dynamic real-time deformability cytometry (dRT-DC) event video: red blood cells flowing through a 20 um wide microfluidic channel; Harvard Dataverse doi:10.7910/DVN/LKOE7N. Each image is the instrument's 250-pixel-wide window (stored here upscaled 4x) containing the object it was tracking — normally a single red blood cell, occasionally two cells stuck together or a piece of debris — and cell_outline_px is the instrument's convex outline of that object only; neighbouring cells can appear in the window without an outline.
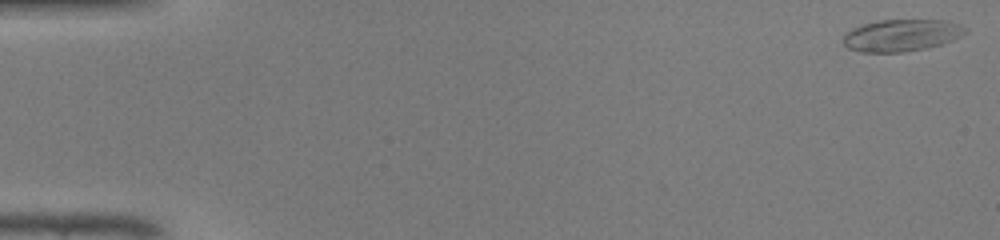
{"species": "common noctule bat (a hibernating species)", "species_latin": "Nyctalus noctula", "temperature_condition": "warm", "stored_images_in_passage": 47, "camera_frame_rate_fps": 3000, "um_per_image_px": 0.085, "animal": {"sex": "male", "body_mass_g": 19.0, "forearm_length_mm": 50.8}, "frame": {"image": 1, "passage_image": 1, "time_ms": 0.0, "image_size_px": [1000, 240], "cell_outline_px": [[968, 32], [952, 40], [940, 44], [924, 48], [900, 52], [864, 52], [848, 48], [844, 44], [844, 36], [852, 28], [864, 24], [880, 20], [944, 20], [960, 24], [968, 28]], "centroid_in_image_um": [76.66, 2.99], "position_along_channel_um": 8.3, "area_um2": 22.48}}
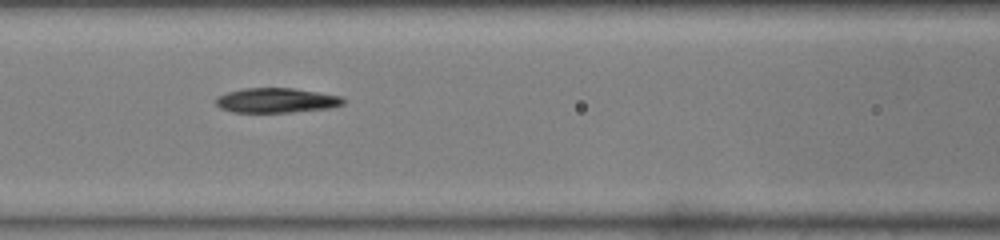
{"frame": {"image": 2, "passage_image": 21, "time_ms": 6.667, "image_size_px": [1000, 240], "cell_outline_px": [[344, 104], [328, 108], [292, 112], [232, 112], [220, 108], [216, 104], [216, 96], [228, 92], [244, 88], [292, 88], [340, 96], [344, 100]], "centroid_in_image_um": [23.45, 8.53], "position_along_channel_um": 143.2, "area_um2": 18.21}}
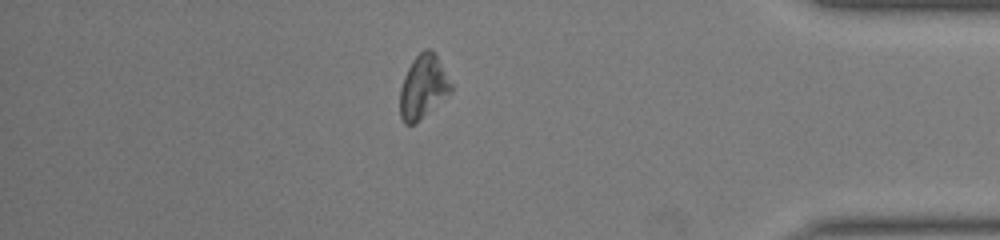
{"frame": {"image": 3, "passage_image": 41, "time_ms": 13.333, "image_size_px": [1000, 240], "cell_outline_px": [[452, 92], [416, 124], [404, 124], [400, 116], [400, 88], [404, 76], [412, 60], [424, 48], [432, 48], [436, 52], [452, 84]], "centroid_in_image_um": [35.98, 7.37], "position_along_channel_um": 399.2, "area_um2": 19.25}, "authors_computed_cell_mechanics": {"area_um2": 19.1318, "velocity_mm_per_s": 4.312, "shape_relaxation_time_tau1_ms": 10.3532, "shape_relaxation_time_tau2_ms": 4.9548, "deformation_change_tau1": 0.2759, "deformation_change_tau2": 0.1319}}